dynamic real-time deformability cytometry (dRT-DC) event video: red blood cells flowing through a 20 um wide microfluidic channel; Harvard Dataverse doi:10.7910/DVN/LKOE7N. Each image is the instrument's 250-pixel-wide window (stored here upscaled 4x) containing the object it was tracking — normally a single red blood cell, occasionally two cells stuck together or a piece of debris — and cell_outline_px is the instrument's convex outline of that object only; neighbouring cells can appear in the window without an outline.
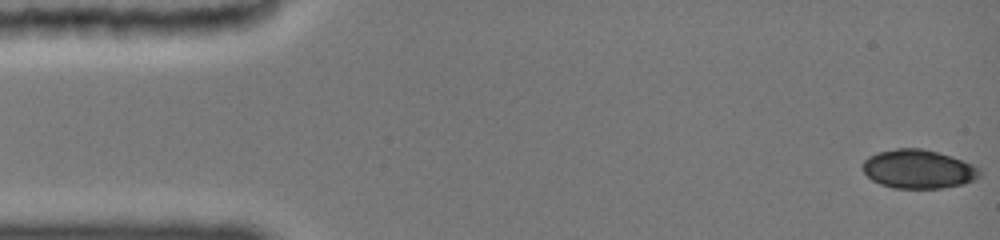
{"species": "common noctule bat (a hibernating species)", "species_latin": "Nyctalus noctula", "temperature_condition": "cold", "stored_images_in_passage": 65, "camera_frame_rate_fps": 3000, "um_per_image_px": 0.085, "animal": {"sex": "female", "body_mass_g": 19.0, "forearm_length_mm": 51.5}, "frame": {"image": 1, "passage_image": 1, "time_ms": 0.0, "image_size_px": [1000, 240], "cell_outline_px": [[980, 176], [964, 184], [944, 188], [892, 188], [880, 184], [872, 180], [864, 172], [864, 160], [868, 156], [880, 152], [896, 148], [920, 148], [952, 156], [964, 160], [980, 168]], "centroid_in_image_um": [78.08, 14.38], "position_along_channel_um": 6.9, "area_um2": 26.41}}
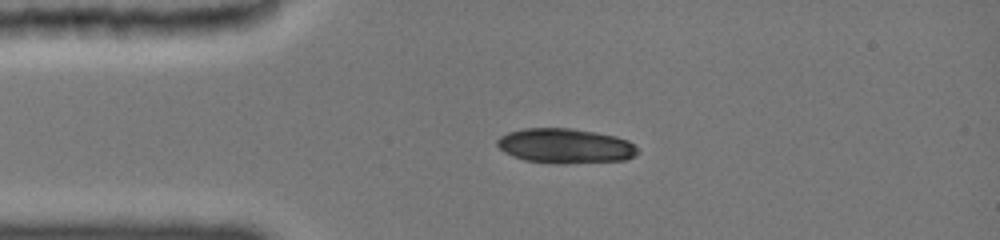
{"frame": {"image": 2, "passage_image": 19, "time_ms": 3.333, "image_size_px": [1000, 240], "cell_outline_px": [[636, 152], [632, 156], [624, 160], [564, 164], [556, 164], [524, 160], [512, 156], [504, 152], [496, 144], [496, 140], [500, 136], [508, 132], [524, 128], [568, 128], [592, 132], [612, 136], [628, 140], [636, 148]], "centroid_in_image_um": [47.96, 12.41], "position_along_channel_um": 37.0, "area_um2": 28.26}}